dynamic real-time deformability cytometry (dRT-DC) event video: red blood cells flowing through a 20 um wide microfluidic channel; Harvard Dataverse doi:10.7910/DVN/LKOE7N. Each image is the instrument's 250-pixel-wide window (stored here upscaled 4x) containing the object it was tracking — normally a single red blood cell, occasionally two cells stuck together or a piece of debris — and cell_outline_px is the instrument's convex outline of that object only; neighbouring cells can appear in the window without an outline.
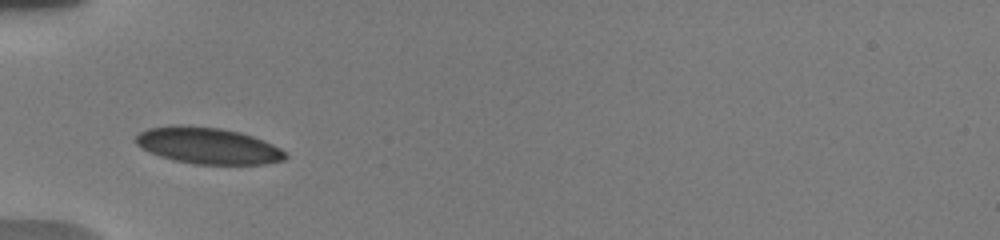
{"species": "human", "species_latin": "Homo sapiens", "temperature_condition": "warm", "stored_images_in_passage": 53, "camera_frame_rate_fps": 3000, "um_per_image_px": 0.085, "donor": {"sex": "male"}, "frame": {"image": 1, "passage_image": 1, "time_ms": 0.0, "image_size_px": [1000, 240], "cell_outline_px": [[288, 156], [284, 160], [264, 164], [196, 164], [176, 160], [160, 156], [136, 144], [136, 136], [140, 132], [148, 128], [180, 124], [220, 128], [240, 132], [264, 140], [280, 148]], "centroid_in_image_um": [17.7, 12.37], "position_along_channel_um": 67.3, "area_um2": 31.5}}
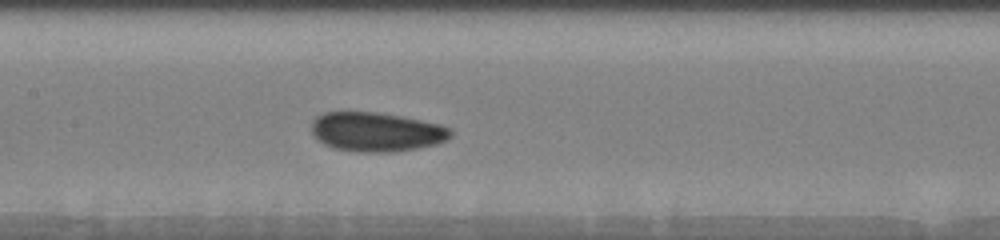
{"frame": {"image": 2, "passage_image": 13, "time_ms": 3.0, "image_size_px": [1000, 240], "cell_outline_px": [[452, 136], [448, 140], [436, 144], [416, 148], [388, 152], [356, 152], [332, 148], [324, 144], [312, 132], [312, 120], [316, 116], [324, 112], [376, 112], [400, 116], [440, 124], [452, 128]], "centroid_in_image_um": [32.0, 11.21], "position_along_channel_um": 175.4, "area_um2": 31.85}}
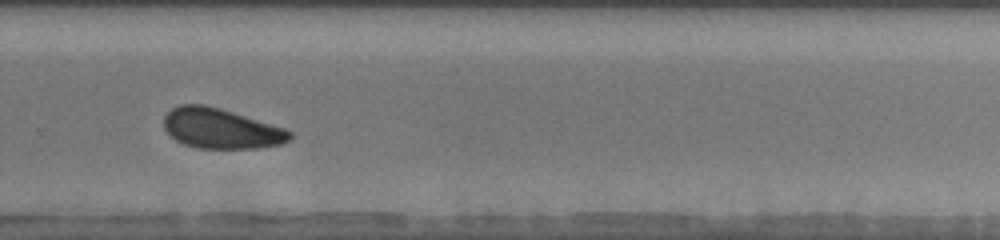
{"frame": {"image": 3, "passage_image": 29, "time_ms": 6.667, "image_size_px": [1000, 240], "cell_outline_px": [[292, 136], [284, 144], [256, 148], [196, 148], [184, 144], [176, 140], [164, 128], [164, 116], [172, 108], [180, 104], [204, 104], [220, 108], [288, 128], [292, 132]], "centroid_in_image_um": [18.82, 10.92], "position_along_channel_um": 311.0, "area_um2": 29.65}, "authors_computed_cell_mechanics": {"area_um2": 30.1138, "velocity_mm_per_s": 3.7109, "shape_relaxation_time_tau1_ms": 2.6758, "shape_relaxation_time_tau2_ms": 2.6068, "deformation_change_tau1": 0.0709, "deformation_change_tau2": 0.0557}}